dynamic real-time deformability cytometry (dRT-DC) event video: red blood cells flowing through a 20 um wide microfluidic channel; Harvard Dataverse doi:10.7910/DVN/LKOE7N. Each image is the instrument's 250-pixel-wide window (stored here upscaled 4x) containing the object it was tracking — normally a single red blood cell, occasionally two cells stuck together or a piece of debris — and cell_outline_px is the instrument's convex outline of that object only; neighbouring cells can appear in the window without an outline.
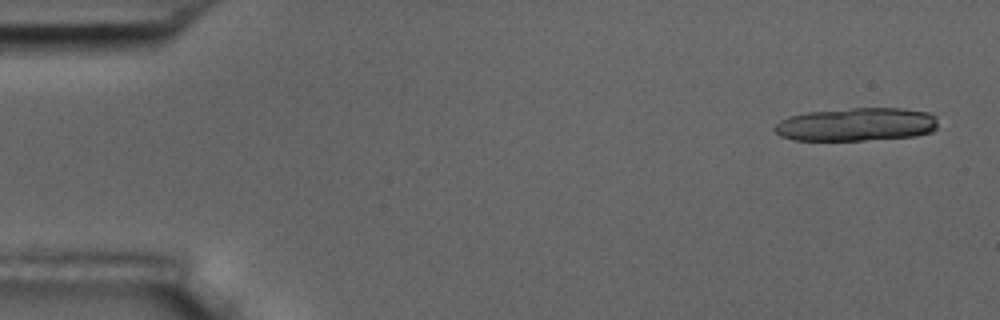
{"species": "common noctule bat (a hibernating species)", "species_latin": "Nyctalus noctula", "temperature_condition": "room temperature", "stored_images_in_passage": 6, "camera_frame_rate_fps": 3000, "um_per_image_px": 0.085, "animal": {"sex": "male", "body_mass_g": 17.5, "forearm_length_mm": 52.3}, "frame": {"image": 1, "passage_image": 1, "time_ms": 0.0, "image_size_px": [1000, 320], "cell_outline_px": [[936, 128], [932, 132], [916, 136], [864, 140], [792, 140], [780, 136], [772, 128], [780, 120], [788, 116], [808, 112], [852, 108], [904, 108], [928, 112], [936, 116]], "centroid_in_image_um": [72.79, 10.57], "position_along_channel_um": 12.2, "area_um2": 31.85}}